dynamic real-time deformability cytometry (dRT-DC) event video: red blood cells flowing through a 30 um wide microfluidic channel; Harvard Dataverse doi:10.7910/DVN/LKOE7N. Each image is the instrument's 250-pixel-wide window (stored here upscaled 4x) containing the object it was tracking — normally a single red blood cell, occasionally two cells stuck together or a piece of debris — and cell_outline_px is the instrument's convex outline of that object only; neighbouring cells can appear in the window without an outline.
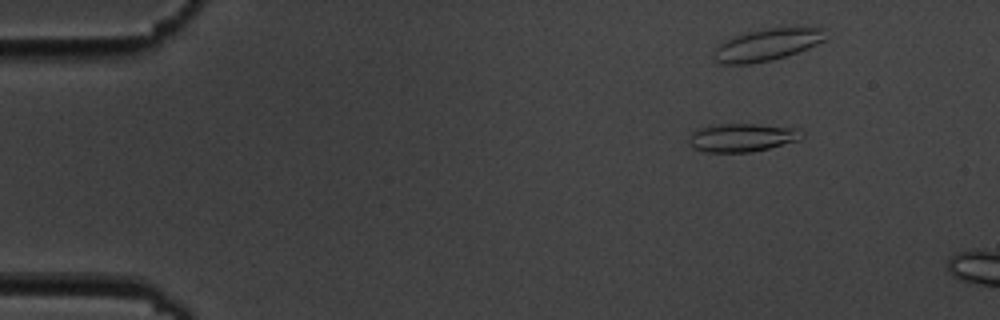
{"species": "common noctule bat (a hibernating species)", "species_latin": "Nyctalus noctula", "temperature_condition": "cold", "stored_images_in_passage": 3, "camera_frame_rate_fps": 3000, "um_per_image_px": 0.085, "animal": {"sex": "male", "body_mass_g": 19.5, "forearm_length_mm": 54.6}, "frame": {"image": 1, "passage_image": 3, "time_ms": 2.333, "image_size_px": [1000, 320], "cell_outline_px": [[804, 136], [800, 140], [752, 152], [704, 152], [692, 148], [688, 144], [688, 140], [692, 132], [696, 128], [720, 124], [756, 124], [800, 128], [804, 132]], "centroid_in_image_um": [63.07, 11.69], "position_along_channel_um": 21.9, "area_um2": 18.96}}